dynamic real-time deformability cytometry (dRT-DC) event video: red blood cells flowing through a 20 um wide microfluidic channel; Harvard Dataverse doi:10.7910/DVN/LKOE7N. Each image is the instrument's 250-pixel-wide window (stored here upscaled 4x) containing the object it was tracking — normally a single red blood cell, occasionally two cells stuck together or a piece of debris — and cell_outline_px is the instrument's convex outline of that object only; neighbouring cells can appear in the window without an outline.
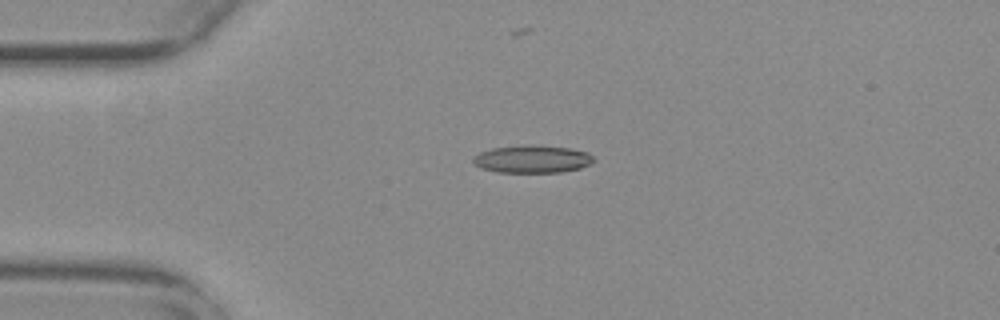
{"species": "common noctule bat (a hibernating species)", "species_latin": "Nyctalus noctula", "temperature_condition": "warm", "stored_images_in_passage": 43, "camera_frame_rate_fps": 3000, "um_per_image_px": 0.085, "animal": {"sex": "female", "body_mass_g": 29.2, "forearm_length_mm": 56.3}, "frame": {"image": 1, "passage_image": 1, "time_ms": 0.0, "image_size_px": [1000, 320], "cell_outline_px": [[596, 160], [580, 168], [560, 172], [496, 172], [480, 168], [472, 160], [480, 152], [492, 148], [528, 144], [536, 144], [568, 148], [588, 152]], "centroid_in_image_um": [45.24, 13.51], "position_along_channel_um": 39.8, "area_um2": 19.42}}
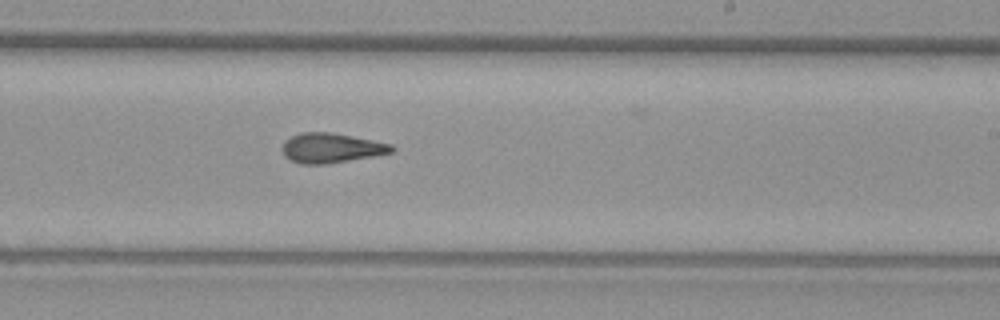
{"frame": {"image": 2, "passage_image": 21, "time_ms": 6.667, "image_size_px": [1000, 320], "cell_outline_px": [[396, 148], [392, 152], [372, 156], [324, 164], [300, 164], [288, 160], [284, 156], [284, 140], [300, 132], [332, 132], [392, 144]], "centroid_in_image_um": [28.13, 12.57], "position_along_channel_um": 260.9, "area_um2": 18.84}}
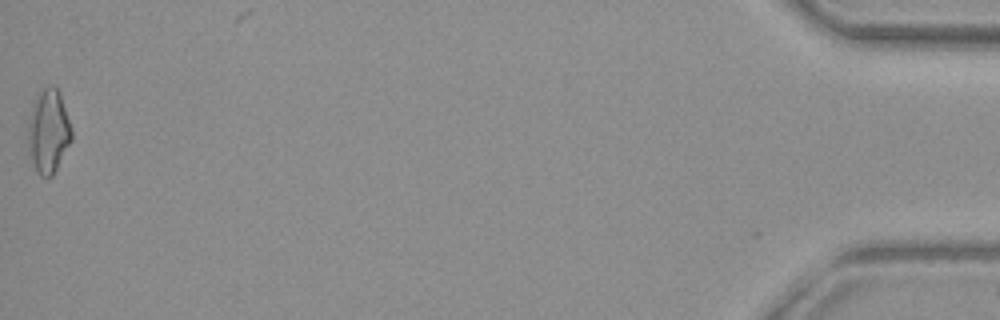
{"frame": {"image": 3, "passage_image": 43, "time_ms": 14.0, "image_size_px": [1000, 320], "cell_outline_px": [[72, 140], [52, 176], [40, 176], [36, 172], [28, 148], [28, 124], [32, 104], [36, 92], [52, 84], [60, 92], [72, 132]], "centroid_in_image_um": [4.1, 11.13], "position_along_channel_um": 431.1, "area_um2": 21.27}, "authors_computed_cell_mechanics": {"area_um2": 18.7272, "velocity_mm_per_s": 3.7503, "shape_relaxation_time_tau1_ms": null, "shape_relaxation_time_tau2_ms": 2.6272, "deformation_change_tau1": null, "deformation_change_tau2": 0.1172}}